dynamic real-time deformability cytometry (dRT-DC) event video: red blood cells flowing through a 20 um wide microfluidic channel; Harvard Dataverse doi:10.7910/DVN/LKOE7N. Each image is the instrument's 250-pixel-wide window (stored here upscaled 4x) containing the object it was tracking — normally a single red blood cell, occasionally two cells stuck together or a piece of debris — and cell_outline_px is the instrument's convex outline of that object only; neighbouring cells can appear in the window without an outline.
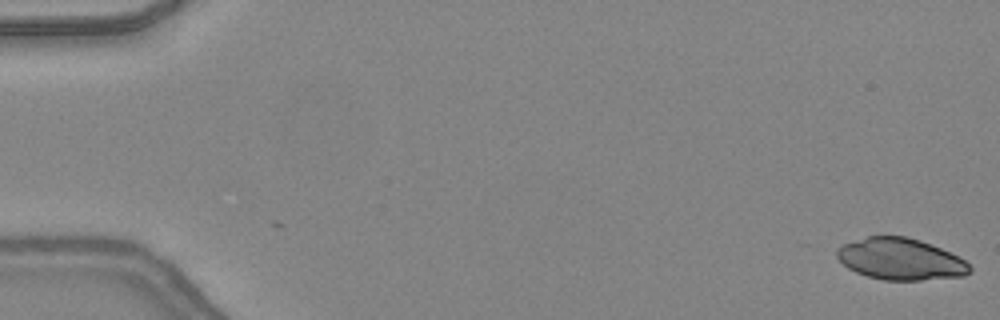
{"species": "common noctule bat (a hibernating species)", "species_latin": "Nyctalus noctula", "temperature_condition": "warm", "stored_images_in_passage": 15, "camera_frame_rate_fps": 3000, "um_per_image_px": 0.085, "animal": {"sex": "female", "body_mass_g": 24.6, "forearm_length_mm": 56.2}, "frame": {"image": 1, "passage_image": 1, "time_ms": 0.0, "image_size_px": [1000, 320], "cell_outline_px": [[972, 272], [964, 276], [920, 280], [884, 280], [868, 276], [856, 272], [848, 268], [836, 256], [836, 248], [844, 244], [868, 236], [904, 236], [920, 240], [940, 248], [964, 260], [972, 268]], "centroid_in_image_um": [76.54, 22.03], "position_along_channel_um": 8.5, "area_um2": 31.96}}